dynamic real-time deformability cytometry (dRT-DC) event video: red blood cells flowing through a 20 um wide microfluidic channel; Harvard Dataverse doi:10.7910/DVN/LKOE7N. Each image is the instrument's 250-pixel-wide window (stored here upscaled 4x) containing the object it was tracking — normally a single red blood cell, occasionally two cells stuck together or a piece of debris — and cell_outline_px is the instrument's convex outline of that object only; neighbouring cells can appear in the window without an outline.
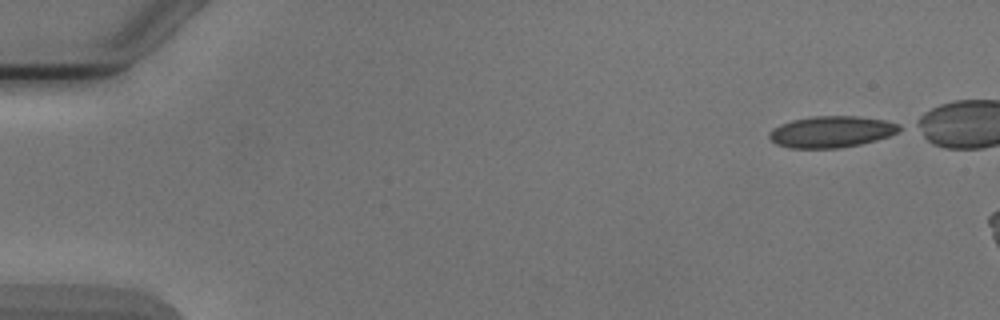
{"species": "Egyptian fruit bat (a non-hibernating species)", "species_latin": "Rousettus aegyptiacus", "temperature_condition": "cold", "stored_images_in_passage": 4, "camera_frame_rate_fps": 3000, "um_per_image_px": 0.085, "animal": {"sex": "male"}, "frame": {"image": 1, "passage_image": 1, "time_ms": 0.0, "image_size_px": [1000, 320], "cell_outline_px": [[900, 128], [896, 132], [888, 136], [876, 140], [860, 144], [840, 148], [792, 148], [776, 144], [768, 136], [768, 132], [772, 128], [780, 124], [792, 120], [812, 116], [856, 116], [884, 120], [900, 124]], "centroid_in_image_um": [70.63, 11.2], "position_along_channel_um": 14.4, "area_um2": 23.76}}